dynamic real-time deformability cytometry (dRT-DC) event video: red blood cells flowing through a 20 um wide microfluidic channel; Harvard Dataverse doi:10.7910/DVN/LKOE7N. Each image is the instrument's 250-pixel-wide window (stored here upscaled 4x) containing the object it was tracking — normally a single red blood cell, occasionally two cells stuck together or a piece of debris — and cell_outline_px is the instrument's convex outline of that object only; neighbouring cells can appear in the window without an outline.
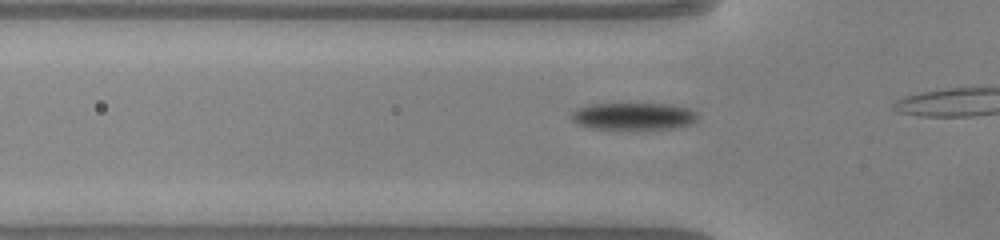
{"species": "common noctule bat (a hibernating species)", "species_latin": "Nyctalus noctula", "temperature_condition": "warm", "stored_images_in_passage": 8, "camera_frame_rate_fps": 3000, "um_per_image_px": 0.085, "animal": {"sex": "male", "body_mass_g": 20.0, "forearm_length_mm": 53.3}, "frame": {"image": 1, "passage_image": 3, "time_ms": 0.667, "image_size_px": [1000, 240], "cell_outline_px": [[700, 116], [696, 120], [688, 124], [672, 128], [592, 128], [580, 124], [572, 120], [572, 112], [580, 108], [592, 104], [668, 104], [688, 108], [696, 112]], "centroid_in_image_um": [53.89, 9.86], "position_along_channel_um": 71.9, "area_um2": 19.36}}
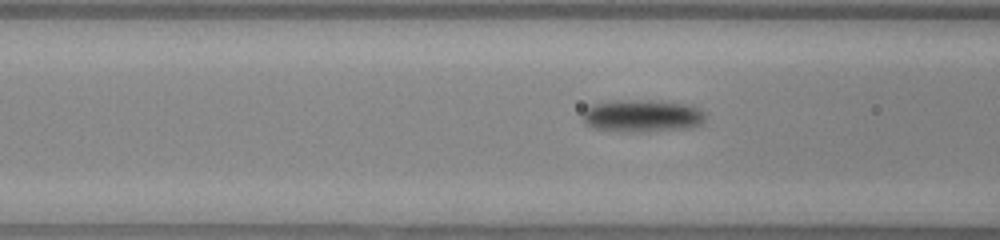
{"frame": {"image": 2, "passage_image": 6, "time_ms": 1.667, "image_size_px": [1000, 240], "cell_outline_px": [[704, 120], [700, 124], [692, 128], [644, 132], [592, 128], [584, 120], [584, 112], [592, 104], [620, 100], [648, 100], [684, 104], [696, 108], [704, 112]], "centroid_in_image_um": [54.62, 9.85], "position_along_channel_um": 112.0, "area_um2": 22.72}}